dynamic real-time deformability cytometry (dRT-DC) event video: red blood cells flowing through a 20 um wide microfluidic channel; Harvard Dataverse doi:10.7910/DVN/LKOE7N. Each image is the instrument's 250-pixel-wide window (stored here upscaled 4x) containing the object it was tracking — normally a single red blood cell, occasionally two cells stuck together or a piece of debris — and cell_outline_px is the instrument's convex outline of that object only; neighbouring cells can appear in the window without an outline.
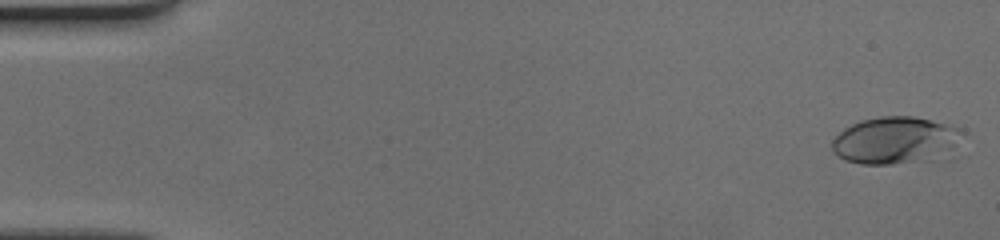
{"species": "human", "species_latin": "Homo sapiens", "temperature_condition": "cold", "stored_images_in_passage": 51, "camera_frame_rate_fps": 3000, "um_per_image_px": 0.085, "donor": {"sex": "female"}, "frame": {"image": 1, "passage_image": 2, "time_ms": 0.333, "image_size_px": [1000, 240], "cell_outline_px": [[964, 132], [952, 148], [908, 160], [892, 164], [860, 164], [844, 160], [832, 152], [832, 140], [844, 128], [860, 120], [880, 116], [912, 116], [964, 128]], "centroid_in_image_um": [75.95, 11.87], "position_along_channel_um": 9.0, "area_um2": 34.33}}
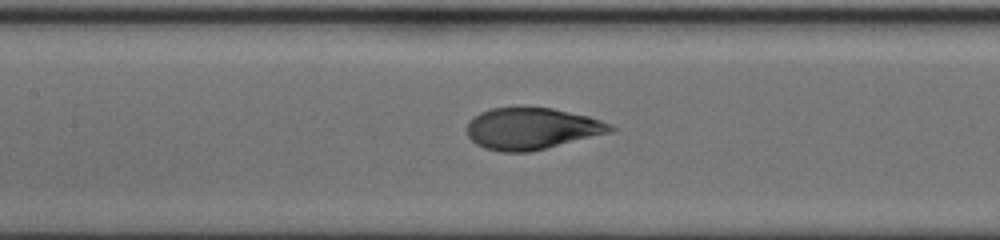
{"frame": {"image": 2, "passage_image": 25, "time_ms": 8.0, "image_size_px": [1000, 240], "cell_outline_px": [[616, 128], [612, 132], [528, 152], [500, 152], [484, 148], [476, 144], [468, 136], [464, 128], [468, 120], [480, 112], [492, 108], [552, 108], [588, 116], [612, 124]], "centroid_in_image_um": [45.16, 10.93], "position_along_channel_um": 162.2, "area_um2": 34.8}}
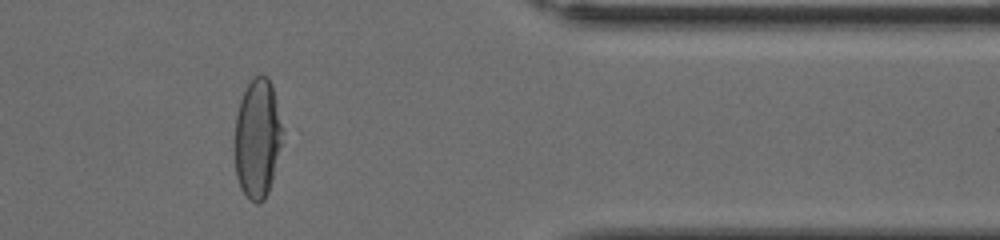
{"frame": {"image": 3, "passage_image": 43, "time_ms": 14.0, "image_size_px": [1000, 240], "cell_outline_px": [[284, 132], [272, 180], [268, 192], [264, 200], [256, 204], [240, 188], [236, 176], [236, 116], [240, 100], [248, 84], [260, 72], [268, 76], [272, 84], [284, 128]], "centroid_in_image_um": [21.92, 11.72], "position_along_channel_um": 389.5, "area_um2": 33.18}}